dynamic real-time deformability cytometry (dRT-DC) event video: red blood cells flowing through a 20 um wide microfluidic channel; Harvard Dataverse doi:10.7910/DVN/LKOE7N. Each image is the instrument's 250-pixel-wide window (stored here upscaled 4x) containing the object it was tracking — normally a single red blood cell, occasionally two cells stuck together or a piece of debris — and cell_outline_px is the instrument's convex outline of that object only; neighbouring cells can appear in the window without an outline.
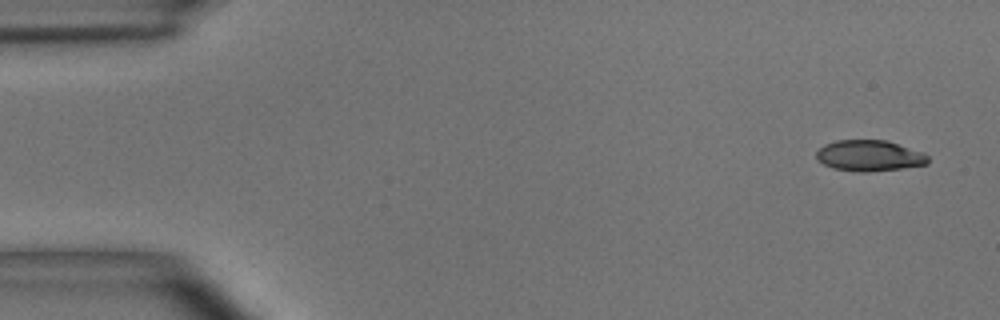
{"species": "common noctule bat (a hibernating species)", "species_latin": "Nyctalus noctula", "temperature_condition": "room temperature", "stored_images_in_passage": 5, "camera_frame_rate_fps": 3000, "um_per_image_px": 0.085, "animal": {"sex": "male", "body_mass_g": 15.6}, "frame": {"image": 1, "passage_image": 1, "time_ms": 0.0, "image_size_px": [1000, 320], "cell_outline_px": [[928, 164], [900, 168], [868, 172], [860, 172], [832, 168], [816, 160], [816, 152], [824, 144], [836, 140], [884, 140], [924, 152], [928, 156]], "centroid_in_image_um": [73.87, 13.23], "position_along_channel_um": 11.1, "area_um2": 20.11}}
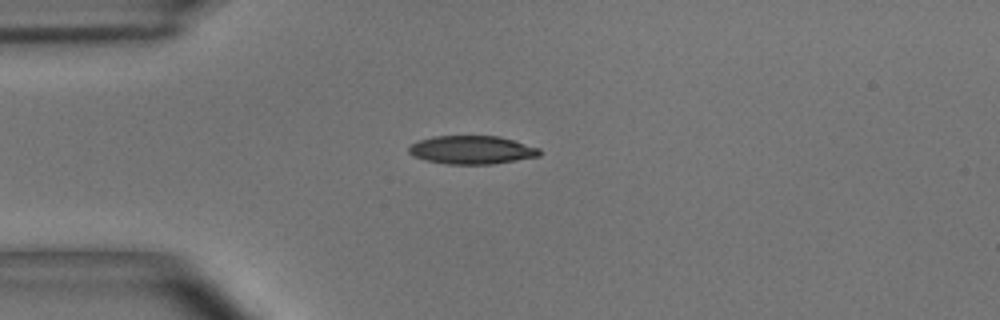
{"frame": {"image": 2, "passage_image": 4, "time_ms": 1.0, "image_size_px": [1000, 320], "cell_outline_px": [[540, 156], [492, 164], [448, 164], [428, 160], [412, 156], [408, 152], [408, 148], [412, 144], [420, 140], [432, 136], [500, 136], [540, 148]], "centroid_in_image_um": [40.11, 12.74], "position_along_channel_um": 44.9, "area_um2": 21.5}}